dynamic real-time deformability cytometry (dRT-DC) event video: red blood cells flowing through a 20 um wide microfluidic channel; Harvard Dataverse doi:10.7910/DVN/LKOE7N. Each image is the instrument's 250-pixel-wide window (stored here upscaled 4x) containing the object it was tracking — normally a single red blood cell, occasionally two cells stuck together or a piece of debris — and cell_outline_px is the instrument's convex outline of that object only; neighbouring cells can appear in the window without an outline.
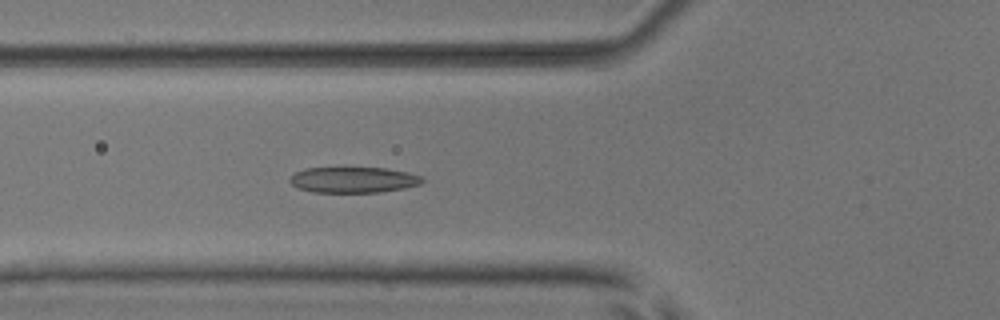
{"species": "common noctule bat (a hibernating species)", "species_latin": "Nyctalus noctula", "temperature_condition": "room temperature", "stored_images_in_passage": 6, "camera_frame_rate_fps": 3000, "um_per_image_px": 0.085, "animal": {"sex": "male", "body_mass_g": 17.9, "forearm_length_mm": 54.2}, "frame": {"image": 1, "passage_image": 6, "time_ms": 1.667, "image_size_px": [1000, 320], "cell_outline_px": [[424, 180], [420, 184], [404, 188], [380, 192], [312, 192], [296, 188], [288, 180], [296, 172], [304, 168], [384, 168], [408, 172], [420, 176]], "centroid_in_image_um": [30.01, 15.29], "position_along_channel_um": 95.8, "area_um2": 19.83}}